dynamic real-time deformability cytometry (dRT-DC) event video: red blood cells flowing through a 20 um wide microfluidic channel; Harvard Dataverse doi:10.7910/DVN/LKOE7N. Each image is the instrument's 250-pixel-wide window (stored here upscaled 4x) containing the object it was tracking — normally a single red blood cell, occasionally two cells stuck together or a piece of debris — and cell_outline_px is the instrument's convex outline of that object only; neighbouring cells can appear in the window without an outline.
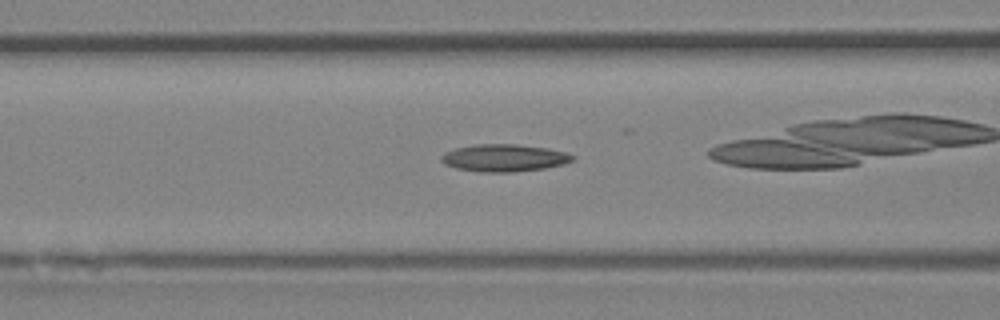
{"species": "Egyptian fruit bat (a non-hibernating species)", "species_latin": "Rousettus aegyptiacus", "temperature_condition": "room temperature", "stored_images_in_passage": 34, "camera_frame_rate_fps": 3000, "um_per_image_px": 0.085, "animal": {"sex": "female"}, "frame": {"image": 1, "passage_image": 6, "time_ms": 1.667, "image_size_px": [1000, 320], "cell_outline_px": [[576, 156], [572, 160], [564, 164], [544, 168], [512, 172], [480, 172], [456, 168], [444, 164], [440, 160], [440, 156], [444, 152], [456, 148], [476, 144], [516, 144], [548, 148], [564, 152]], "centroid_in_image_um": [42.82, 13.42], "position_along_channel_um": 123.8, "area_um2": 20.92}}